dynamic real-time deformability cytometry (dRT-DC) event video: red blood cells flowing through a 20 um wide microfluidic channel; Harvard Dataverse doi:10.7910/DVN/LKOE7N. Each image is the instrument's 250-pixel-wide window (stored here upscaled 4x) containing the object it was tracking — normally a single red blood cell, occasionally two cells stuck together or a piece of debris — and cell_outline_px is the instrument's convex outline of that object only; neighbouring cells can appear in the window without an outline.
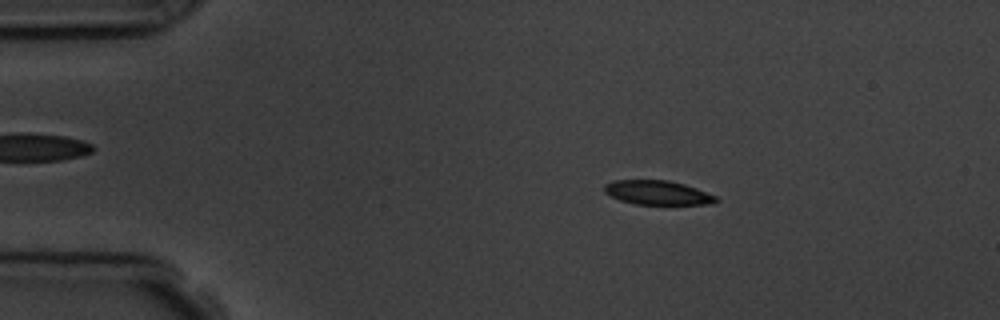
{"species": "common noctule bat (a hibernating species)", "species_latin": "Nyctalus noctula", "temperature_condition": "room temperature", "stored_images_in_passage": 3, "camera_frame_rate_fps": 3000, "um_per_image_px": 0.085, "animal": {"sex": "male", "body_mass_g": 19.5, "forearm_length_mm": 54.6}, "frame": {"image": 1, "passage_image": 2, "time_ms": 1.333, "image_size_px": [1000, 320], "cell_outline_px": [[720, 200], [712, 204], [636, 204], [620, 200], [604, 192], [604, 184], [612, 180], [668, 180], [684, 184], [696, 188], [716, 196]], "centroid_in_image_um": [55.89, 16.37], "position_along_channel_um": 29.1, "area_um2": 15.72}}